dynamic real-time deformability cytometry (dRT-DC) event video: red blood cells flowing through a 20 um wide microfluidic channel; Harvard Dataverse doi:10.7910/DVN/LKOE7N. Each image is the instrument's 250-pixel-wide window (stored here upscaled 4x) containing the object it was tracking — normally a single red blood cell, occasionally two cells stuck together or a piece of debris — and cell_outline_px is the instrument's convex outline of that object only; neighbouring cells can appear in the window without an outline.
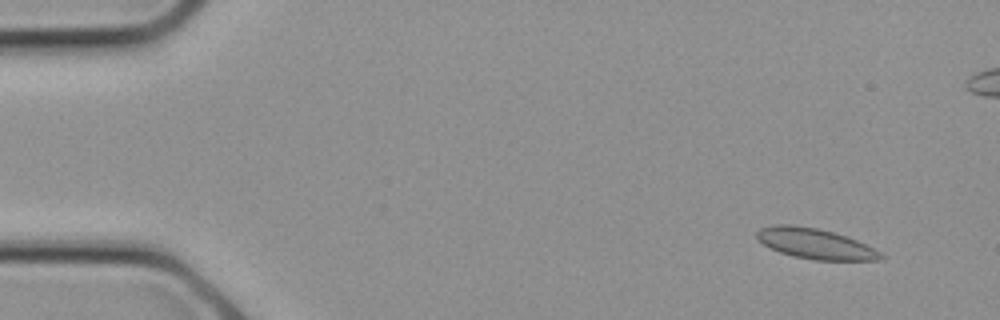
{"species": "common noctule bat (a hibernating species)", "species_latin": "Nyctalus noctula", "temperature_condition": "cold", "stored_images_in_passage": 17, "camera_frame_rate_fps": 3000, "um_per_image_px": 0.085, "animal": {"sex": "female", "body_mass_g": 21.9}, "frame": {"image": 1, "passage_image": 2, "time_ms": 0.333, "image_size_px": [1000, 320], "cell_outline_px": [[884, 260], [812, 260], [792, 256], [780, 252], [764, 244], [756, 236], [756, 232], [760, 228], [776, 224], [792, 224], [816, 228], [836, 232], [856, 240], [880, 252], [884, 256]], "centroid_in_image_um": [69.29, 20.71], "position_along_channel_um": 15.7, "area_um2": 21.91}}
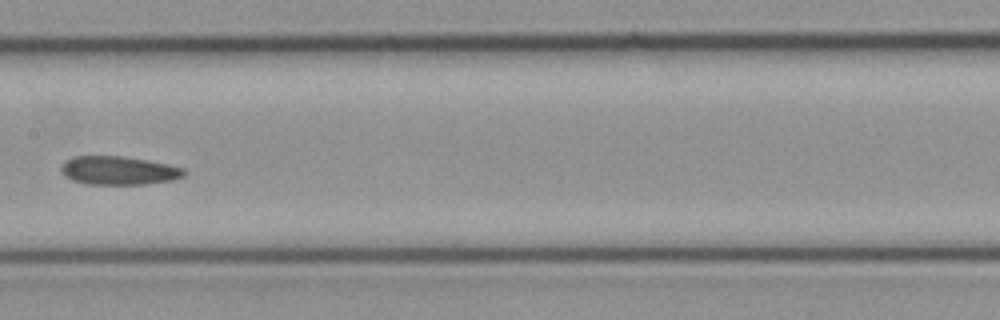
{"frame": {"image": 2, "passage_image": 13, "time_ms": 4.0, "image_size_px": [1000, 320], "cell_outline_px": [[188, 172], [184, 176], [172, 180], [144, 184], [88, 184], [72, 180], [64, 176], [60, 172], [60, 164], [64, 160], [72, 156], [124, 156], [148, 160], [168, 164], [184, 168]], "centroid_in_image_um": [10.06, 14.48], "position_along_channel_um": 197.3, "area_um2": 20.75}}
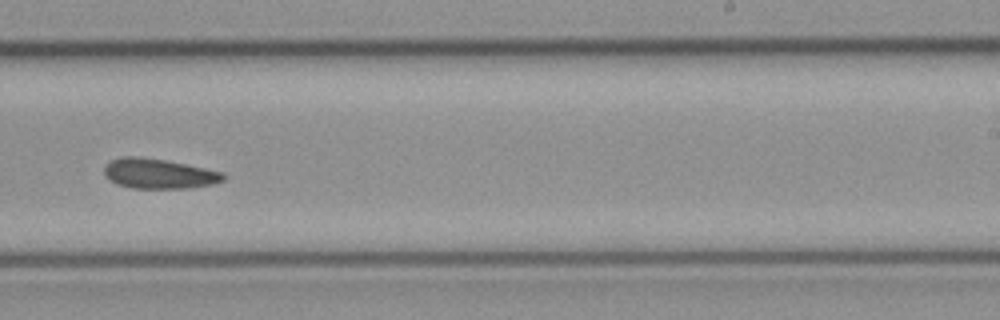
{"frame": {"image": 3, "passage_image": 16, "time_ms": 5.0, "image_size_px": [1000, 320], "cell_outline_px": [[224, 180], [212, 184], [188, 188], [132, 188], [116, 184], [108, 180], [104, 172], [104, 168], [112, 160], [124, 156], [136, 156], [164, 160], [224, 172]], "centroid_in_image_um": [13.48, 14.77], "position_along_channel_um": 275.5, "area_um2": 20.58}}